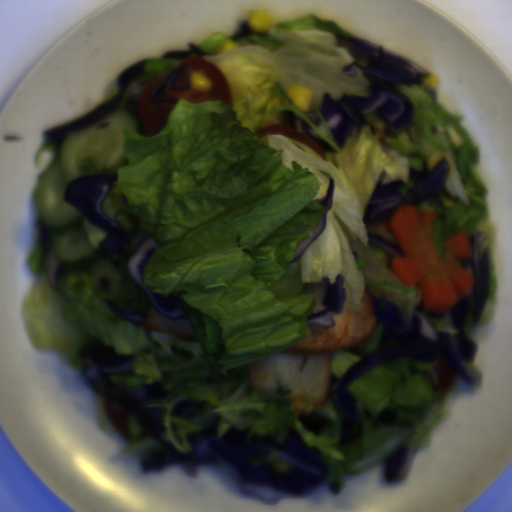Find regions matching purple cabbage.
<instances>
[{"label":"purple cabbage","mask_w":512,"mask_h":512,"mask_svg":"<svg viewBox=\"0 0 512 512\" xmlns=\"http://www.w3.org/2000/svg\"><path fill=\"white\" fill-rule=\"evenodd\" d=\"M78 355L83 363L82 377L96 393L135 416L141 430L163 446L153 460L140 461V469L181 463L186 473L195 478L200 474L201 464H214L247 495L260 502L275 504L280 498L306 497L329 476L322 452L311 446L295 428L287 429L283 443L278 442L275 431L267 434L252 432L249 438L248 427L238 430L234 425L218 437L220 414L206 413L210 405L208 400L197 402L187 398L171 409L174 417L207 426L203 431L186 433L192 451L182 454L162 435L167 430L161 420L165 407L144 404L168 398L169 389L157 382L122 389L109 379L111 376H133V353H118L115 345L91 339Z\"/></svg>","instance_id":"purple-cabbage-1"},{"label":"purple cabbage","mask_w":512,"mask_h":512,"mask_svg":"<svg viewBox=\"0 0 512 512\" xmlns=\"http://www.w3.org/2000/svg\"><path fill=\"white\" fill-rule=\"evenodd\" d=\"M488 234L478 231L468 236L472 256L468 261L458 263L461 269L475 278L474 285L444 312L428 311L423 302L417 303L407 326L391 302L367 291L376 317L375 327L384 326V331L378 347L347 370L341 378L337 379L330 373L328 391L345 417L341 425L340 444L345 446L361 439L360 415L347 384L382 364L399 357L432 362L443 352L455 374L474 385L480 383L481 373L470 369L477 346L466 336L464 325L470 313L471 321L477 322L489 292V251L484 247L478 255L479 247Z\"/></svg>","instance_id":"purple-cabbage-2"},{"label":"purple cabbage","mask_w":512,"mask_h":512,"mask_svg":"<svg viewBox=\"0 0 512 512\" xmlns=\"http://www.w3.org/2000/svg\"><path fill=\"white\" fill-rule=\"evenodd\" d=\"M340 38L348 43L352 58L351 64H345L341 70L355 76L357 69H361L368 81V95L344 93L335 99L330 93H323L320 111L336 144L342 148L348 138L356 137L360 126H370L372 135H376L366 115L371 112L378 113L390 130H409L413 125V103L397 84L408 87L422 84L430 72L379 44L359 38Z\"/></svg>","instance_id":"purple-cabbage-3"},{"label":"purple cabbage","mask_w":512,"mask_h":512,"mask_svg":"<svg viewBox=\"0 0 512 512\" xmlns=\"http://www.w3.org/2000/svg\"><path fill=\"white\" fill-rule=\"evenodd\" d=\"M119 172L91 173L69 181L65 187L63 198L65 202L78 209L85 220L106 231V237L99 246L112 262L114 267L122 268L124 264L130 277L148 295L155 309L169 319H186V312L178 305L179 298L161 296L148 288L142 281L144 268L152 254L163 244L154 235L143 238L133 252H127L129 235L122 225L110 220L104 210V200L118 179ZM121 255L122 259L114 258Z\"/></svg>","instance_id":"purple-cabbage-4"},{"label":"purple cabbage","mask_w":512,"mask_h":512,"mask_svg":"<svg viewBox=\"0 0 512 512\" xmlns=\"http://www.w3.org/2000/svg\"><path fill=\"white\" fill-rule=\"evenodd\" d=\"M449 162L444 158L431 170L427 158H423L421 168L411 165L409 175L413 185L408 187L406 195L400 185L406 179H396L384 183L387 172L381 174L366 206L363 220L368 225L377 221H388L390 214L401 206L417 207L418 204L434 196L440 208L444 209L442 194L447 200L456 201L458 197L452 196L446 188L449 174Z\"/></svg>","instance_id":"purple-cabbage-5"},{"label":"purple cabbage","mask_w":512,"mask_h":512,"mask_svg":"<svg viewBox=\"0 0 512 512\" xmlns=\"http://www.w3.org/2000/svg\"><path fill=\"white\" fill-rule=\"evenodd\" d=\"M146 60L147 57L127 67L119 74L117 78L118 94L114 98L77 121L43 132L44 142L54 144L56 156L60 152V142L66 135L90 127L117 109H127L135 114L140 97L150 84V81L143 75Z\"/></svg>","instance_id":"purple-cabbage-6"},{"label":"purple cabbage","mask_w":512,"mask_h":512,"mask_svg":"<svg viewBox=\"0 0 512 512\" xmlns=\"http://www.w3.org/2000/svg\"><path fill=\"white\" fill-rule=\"evenodd\" d=\"M305 293H311L313 297L311 312L306 314L307 323L326 328L333 326L334 313L342 314L347 295L342 273L337 276L335 283H330L327 277L319 281L311 280L300 292Z\"/></svg>","instance_id":"purple-cabbage-7"},{"label":"purple cabbage","mask_w":512,"mask_h":512,"mask_svg":"<svg viewBox=\"0 0 512 512\" xmlns=\"http://www.w3.org/2000/svg\"><path fill=\"white\" fill-rule=\"evenodd\" d=\"M38 225L39 231L37 233V238L43 250V258H42V266L43 270L53 288V290L64 294L62 289L59 286L58 280L63 272V267L59 262L55 252H54V242L52 240L51 234L48 229L42 223L40 217L34 223ZM66 298V296H65ZM67 300V298H66ZM68 302V300H67ZM69 303V302H68Z\"/></svg>","instance_id":"purple-cabbage-8"},{"label":"purple cabbage","mask_w":512,"mask_h":512,"mask_svg":"<svg viewBox=\"0 0 512 512\" xmlns=\"http://www.w3.org/2000/svg\"><path fill=\"white\" fill-rule=\"evenodd\" d=\"M335 189H336V185H335L334 178L329 177L328 188H327L325 197L313 199L316 203H318L325 209L322 210L318 222L308 231L307 237L298 243L296 250L293 254L292 261L289 262L288 264L296 262L305 253V251L308 249V247L324 231V229L327 225V215L332 210V207H333ZM288 264H286V265H288Z\"/></svg>","instance_id":"purple-cabbage-9"},{"label":"purple cabbage","mask_w":512,"mask_h":512,"mask_svg":"<svg viewBox=\"0 0 512 512\" xmlns=\"http://www.w3.org/2000/svg\"><path fill=\"white\" fill-rule=\"evenodd\" d=\"M418 448L399 446L384 461V473L387 480H402L417 454Z\"/></svg>","instance_id":"purple-cabbage-10"},{"label":"purple cabbage","mask_w":512,"mask_h":512,"mask_svg":"<svg viewBox=\"0 0 512 512\" xmlns=\"http://www.w3.org/2000/svg\"><path fill=\"white\" fill-rule=\"evenodd\" d=\"M165 72H168L165 80L153 91L151 95V98L155 104L166 101H173L175 103L179 100L178 98H159L166 87H171L172 89L177 90H185L190 86L191 78L187 69V65L182 63L180 66L170 68Z\"/></svg>","instance_id":"purple-cabbage-11"},{"label":"purple cabbage","mask_w":512,"mask_h":512,"mask_svg":"<svg viewBox=\"0 0 512 512\" xmlns=\"http://www.w3.org/2000/svg\"><path fill=\"white\" fill-rule=\"evenodd\" d=\"M282 127L289 126L294 130L305 133L312 140H314L317 144H319L324 151H328L331 153H335L331 146L327 143V141L319 135L313 128H311L307 123L296 117L291 111H286L283 114ZM336 154V153H335Z\"/></svg>","instance_id":"purple-cabbage-12"},{"label":"purple cabbage","mask_w":512,"mask_h":512,"mask_svg":"<svg viewBox=\"0 0 512 512\" xmlns=\"http://www.w3.org/2000/svg\"><path fill=\"white\" fill-rule=\"evenodd\" d=\"M298 417L306 430L316 437L323 433L326 426L332 424L333 419L330 416L321 414L317 411H310L298 414Z\"/></svg>","instance_id":"purple-cabbage-13"},{"label":"purple cabbage","mask_w":512,"mask_h":512,"mask_svg":"<svg viewBox=\"0 0 512 512\" xmlns=\"http://www.w3.org/2000/svg\"><path fill=\"white\" fill-rule=\"evenodd\" d=\"M104 301L108 310L118 315L119 317L125 319L126 321L132 323L135 326L142 325L146 321L147 313H145L144 311L128 307L114 306L112 302L107 301L105 299Z\"/></svg>","instance_id":"purple-cabbage-14"},{"label":"purple cabbage","mask_w":512,"mask_h":512,"mask_svg":"<svg viewBox=\"0 0 512 512\" xmlns=\"http://www.w3.org/2000/svg\"><path fill=\"white\" fill-rule=\"evenodd\" d=\"M369 245L375 246L391 258L396 256H407L400 243H392L381 235H373L369 233Z\"/></svg>","instance_id":"purple-cabbage-15"},{"label":"purple cabbage","mask_w":512,"mask_h":512,"mask_svg":"<svg viewBox=\"0 0 512 512\" xmlns=\"http://www.w3.org/2000/svg\"><path fill=\"white\" fill-rule=\"evenodd\" d=\"M191 57H205L204 49H201L197 44L187 43V50L182 51H168L163 53L161 58H169V59H186Z\"/></svg>","instance_id":"purple-cabbage-16"},{"label":"purple cabbage","mask_w":512,"mask_h":512,"mask_svg":"<svg viewBox=\"0 0 512 512\" xmlns=\"http://www.w3.org/2000/svg\"><path fill=\"white\" fill-rule=\"evenodd\" d=\"M378 419L387 424H394L398 419V411L396 407H386L382 411L379 412Z\"/></svg>","instance_id":"purple-cabbage-17"},{"label":"purple cabbage","mask_w":512,"mask_h":512,"mask_svg":"<svg viewBox=\"0 0 512 512\" xmlns=\"http://www.w3.org/2000/svg\"><path fill=\"white\" fill-rule=\"evenodd\" d=\"M251 30L252 28L249 26L248 20L241 21L238 33L233 35L229 43L244 37Z\"/></svg>","instance_id":"purple-cabbage-18"},{"label":"purple cabbage","mask_w":512,"mask_h":512,"mask_svg":"<svg viewBox=\"0 0 512 512\" xmlns=\"http://www.w3.org/2000/svg\"><path fill=\"white\" fill-rule=\"evenodd\" d=\"M380 149L387 155L389 151H394L390 144L387 142L383 132L378 140Z\"/></svg>","instance_id":"purple-cabbage-19"},{"label":"purple cabbage","mask_w":512,"mask_h":512,"mask_svg":"<svg viewBox=\"0 0 512 512\" xmlns=\"http://www.w3.org/2000/svg\"><path fill=\"white\" fill-rule=\"evenodd\" d=\"M309 118L313 121V123L317 126L318 121L320 119L319 113H317L313 108L309 107L307 111Z\"/></svg>","instance_id":"purple-cabbage-20"},{"label":"purple cabbage","mask_w":512,"mask_h":512,"mask_svg":"<svg viewBox=\"0 0 512 512\" xmlns=\"http://www.w3.org/2000/svg\"><path fill=\"white\" fill-rule=\"evenodd\" d=\"M422 91L432 100L435 102L437 93L432 89L424 85Z\"/></svg>","instance_id":"purple-cabbage-21"},{"label":"purple cabbage","mask_w":512,"mask_h":512,"mask_svg":"<svg viewBox=\"0 0 512 512\" xmlns=\"http://www.w3.org/2000/svg\"><path fill=\"white\" fill-rule=\"evenodd\" d=\"M328 487H329L330 491H332L333 493H338L339 484H338L337 479L336 480H330V482L328 484Z\"/></svg>","instance_id":"purple-cabbage-22"},{"label":"purple cabbage","mask_w":512,"mask_h":512,"mask_svg":"<svg viewBox=\"0 0 512 512\" xmlns=\"http://www.w3.org/2000/svg\"><path fill=\"white\" fill-rule=\"evenodd\" d=\"M364 414L366 415V417L370 420L371 422V430L372 429H377V422L373 419L370 411H367L364 409Z\"/></svg>","instance_id":"purple-cabbage-23"}]
</instances>
